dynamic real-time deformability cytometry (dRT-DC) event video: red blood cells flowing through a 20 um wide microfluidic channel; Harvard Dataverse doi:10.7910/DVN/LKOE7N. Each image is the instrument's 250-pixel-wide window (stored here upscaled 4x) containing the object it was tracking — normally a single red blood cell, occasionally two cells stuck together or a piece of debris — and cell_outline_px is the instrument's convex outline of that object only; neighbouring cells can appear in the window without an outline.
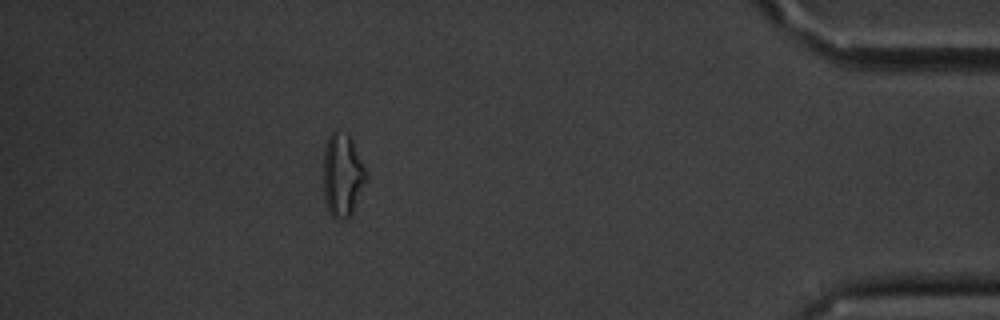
{"species": "common noctule bat (a hibernating species)", "species_latin": "Nyctalus noctula", "temperature_condition": "cold", "stored_images_in_passage": 16, "segment_of_instrument_passage": [2, 2], "camera_frame_rate_fps": 3000, "um_per_image_px": 0.085, "animal": {"sex": "male", "body_mass_g": 20.1, "forearm_length_mm": 53.5}, "frame": {"image": 1, "passage_image": 16, "time_ms": 19.333, "image_size_px": [1000, 320], "cell_outline_px": [[368, 176], [352, 212], [344, 220], [332, 216], [328, 212], [324, 200], [324, 152], [328, 136], [336, 128], [348, 132], [368, 172]], "centroid_in_image_um": [29.11, 14.83], "position_along_channel_um": 406.1, "area_um2": 20.92}}